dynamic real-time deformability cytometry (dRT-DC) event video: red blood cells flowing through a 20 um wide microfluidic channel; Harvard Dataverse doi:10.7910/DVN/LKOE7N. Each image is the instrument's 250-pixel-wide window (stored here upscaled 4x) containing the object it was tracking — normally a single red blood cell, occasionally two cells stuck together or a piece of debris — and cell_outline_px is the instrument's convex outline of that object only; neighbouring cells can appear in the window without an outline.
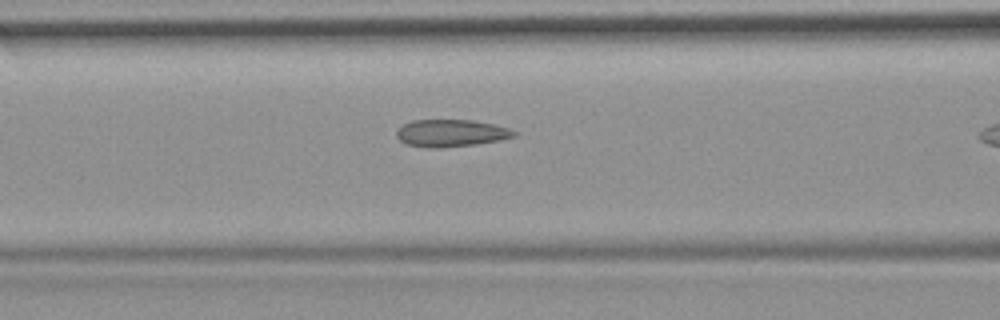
{"species": "common noctule bat (a hibernating species)", "species_latin": "Nyctalus noctula", "temperature_condition": "room temperature", "stored_images_in_passage": 11, "camera_frame_rate_fps": 3000, "um_per_image_px": 0.085, "animal": {"sex": "female", "body_mass_g": 19.9}, "frame": {"image": 1, "passage_image": 10, "time_ms": 3.0, "image_size_px": [1000, 320], "cell_outline_px": [[516, 136], [500, 140], [476, 144], [440, 148], [428, 148], [404, 144], [396, 136], [396, 132], [404, 124], [412, 120], [472, 120], [492, 124], [508, 128], [516, 132]], "centroid_in_image_um": [38.31, 11.32], "position_along_channel_um": 128.3, "area_um2": 18.61}}